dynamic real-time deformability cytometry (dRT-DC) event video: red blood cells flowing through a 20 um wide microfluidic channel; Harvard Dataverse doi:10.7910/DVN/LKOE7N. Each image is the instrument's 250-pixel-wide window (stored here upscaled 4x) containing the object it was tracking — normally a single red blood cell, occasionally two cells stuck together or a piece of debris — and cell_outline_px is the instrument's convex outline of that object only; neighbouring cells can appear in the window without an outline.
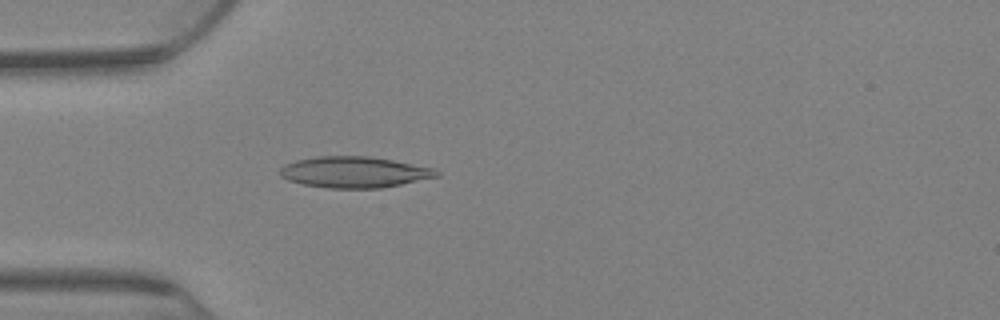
{"species": "Egyptian fruit bat (a non-hibernating species)", "species_latin": "Rousettus aegyptiacus", "temperature_condition": "warm", "stored_images_in_passage": 77, "camera_frame_rate_fps": 3000, "um_per_image_px": 0.085, "animal": {"sex": "female"}, "frame": {"image": 1, "passage_image": 23, "time_ms": 7.333, "image_size_px": [1000, 320], "cell_outline_px": [[440, 176], [380, 188], [328, 188], [304, 184], [288, 180], [280, 176], [280, 168], [284, 164], [296, 160], [316, 156], [368, 156], [392, 160], [432, 168], [440, 172]], "centroid_in_image_um": [30.08, 14.63], "position_along_channel_um": 54.9, "area_um2": 28.21}}
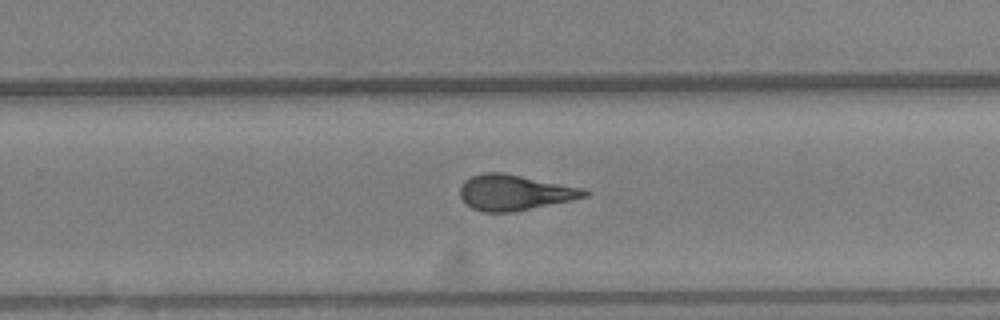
{"frame": {"image": 2, "passage_image": 50, "time_ms": 16.333, "image_size_px": [1000, 320], "cell_outline_px": [[588, 196], [512, 212], [484, 212], [472, 208], [460, 196], [460, 188], [464, 180], [472, 176], [484, 172], [504, 172], [580, 188], [588, 192]], "centroid_in_image_um": [43.67, 16.35], "position_along_channel_um": 286.1, "area_um2": 25.26}}
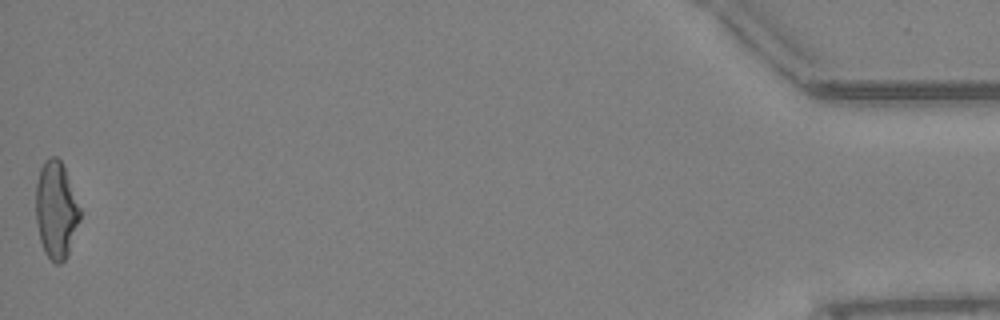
{"frame": {"image": 3, "passage_image": 77, "time_ms": 25.333, "image_size_px": [1000, 320], "cell_outline_px": [[80, 220], [68, 252], [64, 260], [60, 264], [56, 264], [44, 252], [40, 240], [36, 220], [36, 184], [40, 168], [44, 160], [48, 156], [56, 156], [60, 160], [64, 168], [80, 208]], "centroid_in_image_um": [4.75, 17.83], "position_along_channel_um": 430.5, "area_um2": 24.74}, "authors_computed_cell_mechanics": {"area_um2": 25.721, "velocity_mm_per_s": 2.657, "shape_relaxation_time_tau1_ms": null, "shape_relaxation_time_tau2_ms": 1.9576, "deformation_change_tau1": null, "deformation_change_tau2": 0.1039}}